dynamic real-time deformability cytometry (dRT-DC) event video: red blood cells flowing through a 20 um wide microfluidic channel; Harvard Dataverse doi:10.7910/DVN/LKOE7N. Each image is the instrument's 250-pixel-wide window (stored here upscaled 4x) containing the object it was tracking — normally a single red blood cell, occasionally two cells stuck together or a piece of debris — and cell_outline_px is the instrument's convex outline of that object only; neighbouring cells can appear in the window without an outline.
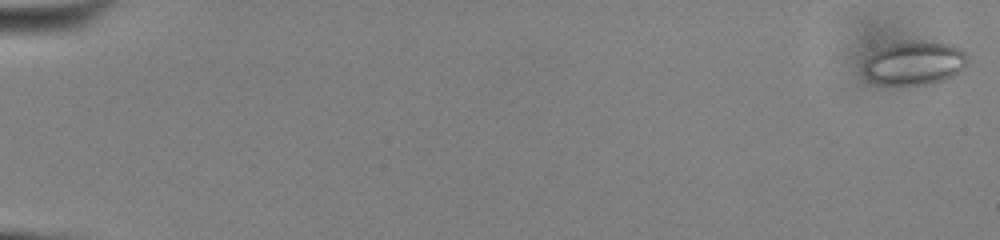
{"species": "common noctule bat (a hibernating species)", "species_latin": "Nyctalus noctula", "temperature_condition": "cold", "stored_images_in_passage": 54, "camera_frame_rate_fps": 3000, "um_per_image_px": 0.085, "animal": {"sex": "male", "body_mass_g": 13.0, "forearm_length_mm": 53.1}, "frame": {"image": 1, "passage_image": 1, "time_ms": 0.0, "image_size_px": [1000, 240], "cell_outline_px": [[968, 60], [964, 68], [960, 72], [944, 80], [928, 84], [876, 84], [864, 72], [864, 64], [868, 56], [876, 48], [888, 44], [912, 40], [920, 40], [952, 44], [960, 48], [964, 52]], "centroid_in_image_um": [77.73, 5.33], "position_along_channel_um": 7.3, "area_um2": 26.7}}
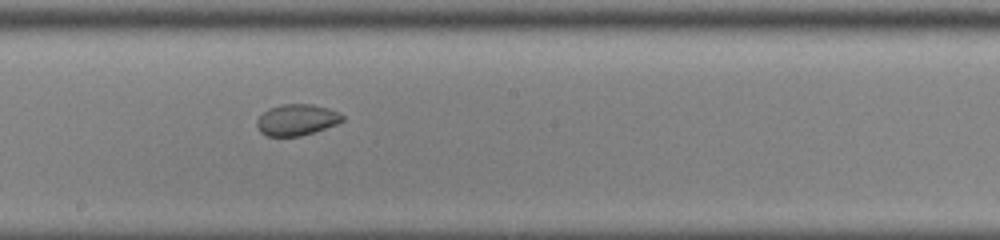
{"frame": {"image": 2, "passage_image": 32, "time_ms": 10.333, "image_size_px": [1000, 240], "cell_outline_px": [[344, 120], [336, 124], [300, 136], [268, 136], [260, 132], [256, 124], [256, 120], [268, 108], [284, 104], [312, 104], [328, 108], [340, 112], [344, 116]], "centroid_in_image_um": [25.22, 10.17], "position_along_channel_um": 223.0, "area_um2": 15.49}}
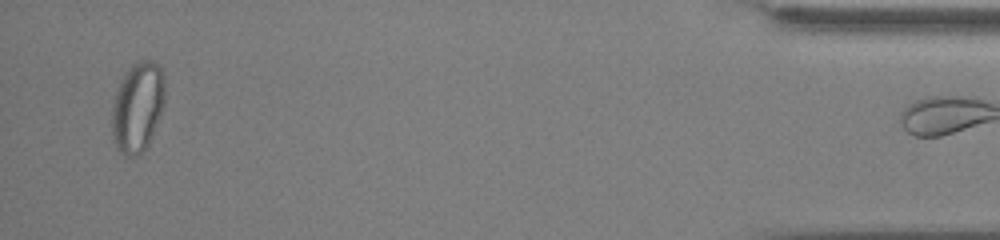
{"frame": {"image": 3, "passage_image": 53, "time_ms": 17.333, "image_size_px": [1000, 240], "cell_outline_px": [[164, 104], [152, 136], [148, 144], [136, 156], [124, 156], [120, 152], [112, 140], [112, 104], [120, 80], [124, 72], [136, 60], [152, 60], [160, 64], [164, 76]], "centroid_in_image_um": [11.69, 9.05], "position_along_channel_um": 423.5, "area_um2": 28.09}}